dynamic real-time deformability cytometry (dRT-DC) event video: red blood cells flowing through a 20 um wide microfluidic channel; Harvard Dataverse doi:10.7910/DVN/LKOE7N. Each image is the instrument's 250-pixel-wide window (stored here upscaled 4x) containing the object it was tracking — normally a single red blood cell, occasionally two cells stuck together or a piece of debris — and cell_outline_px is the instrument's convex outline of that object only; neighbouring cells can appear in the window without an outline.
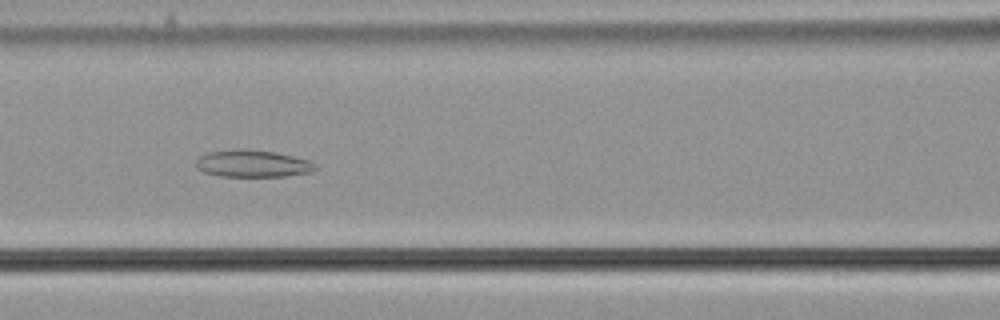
{"species": "common noctule bat (a hibernating species)", "species_latin": "Nyctalus noctula", "temperature_condition": "cold", "stored_images_in_passage": 44, "camera_frame_rate_fps": 3000, "um_per_image_px": 0.085, "animal": {"sex": "male", "body_mass_g": 21.5, "forearm_length_mm": 52.0}, "frame": {"image": 1, "passage_image": 13, "time_ms": 4.0, "image_size_px": [1000, 320], "cell_outline_px": [[316, 168], [312, 172], [288, 176], [220, 176], [204, 172], [196, 168], [196, 160], [200, 156], [208, 152], [276, 152], [308, 160], [316, 164]], "centroid_in_image_um": [21.52, 13.96], "position_along_channel_um": 145.1, "area_um2": 17.92}}
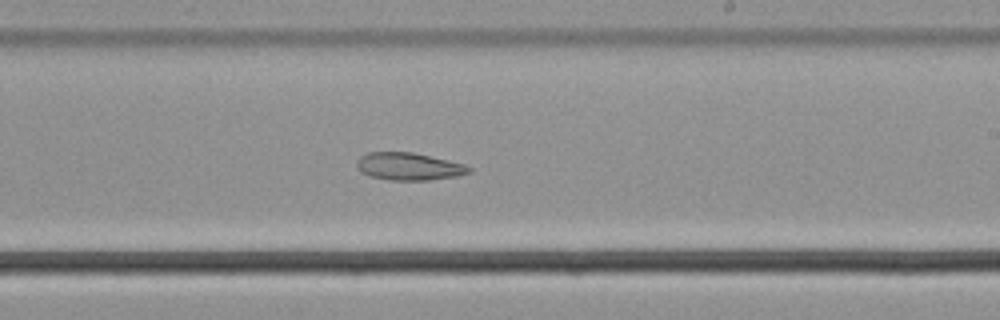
{"frame": {"image": 2, "passage_image": 22, "time_ms": 7.0, "image_size_px": [1000, 320], "cell_outline_px": [[472, 172], [456, 176], [428, 180], [392, 180], [372, 176], [360, 172], [356, 164], [356, 160], [360, 156], [368, 152], [412, 152], [448, 160], [464, 164], [472, 168]], "centroid_in_image_um": [34.75, 14.14], "position_along_channel_um": 254.3, "area_um2": 17.92}}
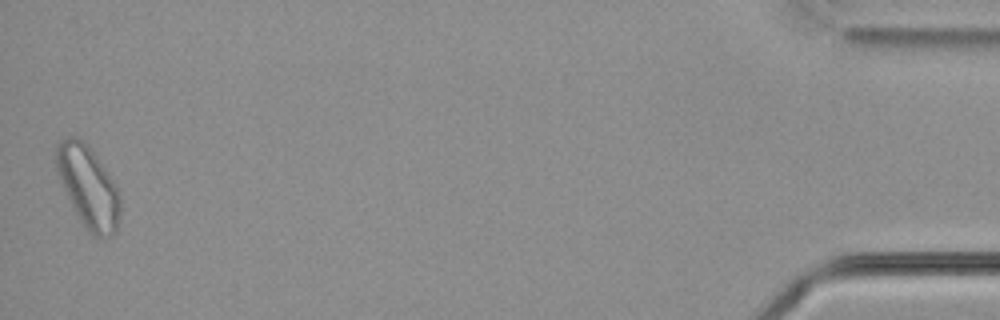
{"frame": {"image": 3, "passage_image": 44, "time_ms": 14.333, "image_size_px": [1000, 320], "cell_outline_px": [[120, 216], [116, 232], [108, 236], [92, 236], [88, 232], [80, 220], [56, 172], [56, 144], [60, 140], [68, 136], [76, 136], [88, 144], [120, 192]], "centroid_in_image_um": [7.5, 15.86], "position_along_channel_um": 427.7, "area_um2": 30.17}}